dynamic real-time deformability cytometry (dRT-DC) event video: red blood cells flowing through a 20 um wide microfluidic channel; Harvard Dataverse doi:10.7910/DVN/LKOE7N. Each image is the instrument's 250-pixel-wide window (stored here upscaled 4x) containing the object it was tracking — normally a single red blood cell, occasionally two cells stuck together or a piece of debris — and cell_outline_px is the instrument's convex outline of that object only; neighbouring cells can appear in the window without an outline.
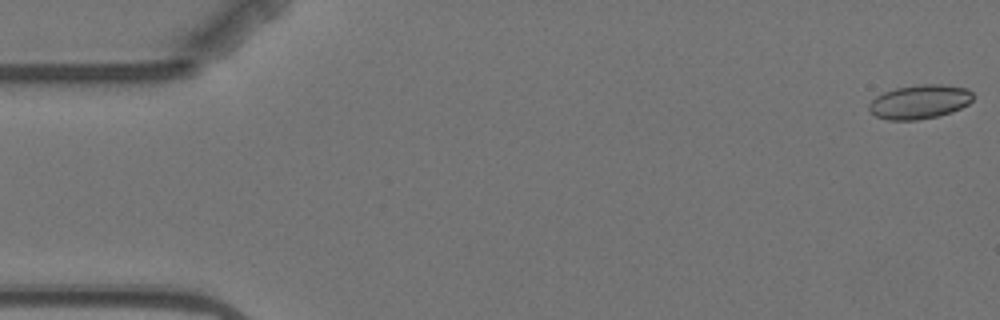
{"species": "Egyptian fruit bat (a non-hibernating species)", "species_latin": "Rousettus aegyptiacus", "temperature_condition": "warm", "stored_images_in_passage": 5, "camera_frame_rate_fps": 3000, "um_per_image_px": 0.085, "animal": {"sex": "female"}, "frame": {"image": 1, "passage_image": 1, "time_ms": 0.0, "image_size_px": [1000, 320], "cell_outline_px": [[972, 100], [968, 104], [952, 112], [936, 116], [916, 120], [888, 120], [876, 116], [868, 108], [868, 104], [876, 96], [884, 92], [896, 88], [920, 84], [944, 84], [968, 88], [972, 92]], "centroid_in_image_um": [78.17, 8.64], "position_along_channel_um": 6.8, "area_um2": 20.63}}
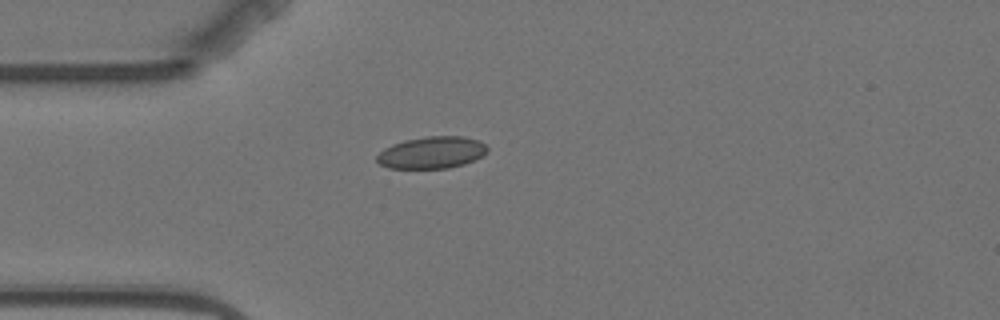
{"frame": {"image": 2, "passage_image": 5, "time_ms": 4.667, "image_size_px": [1000, 320], "cell_outline_px": [[488, 152], [476, 160], [464, 164], [448, 168], [388, 168], [380, 164], [376, 160], [376, 156], [384, 148], [392, 144], [404, 140], [428, 136], [464, 136], [480, 140], [488, 148]], "centroid_in_image_um": [36.72, 12.96], "position_along_channel_um": 48.3, "area_um2": 20.75}}